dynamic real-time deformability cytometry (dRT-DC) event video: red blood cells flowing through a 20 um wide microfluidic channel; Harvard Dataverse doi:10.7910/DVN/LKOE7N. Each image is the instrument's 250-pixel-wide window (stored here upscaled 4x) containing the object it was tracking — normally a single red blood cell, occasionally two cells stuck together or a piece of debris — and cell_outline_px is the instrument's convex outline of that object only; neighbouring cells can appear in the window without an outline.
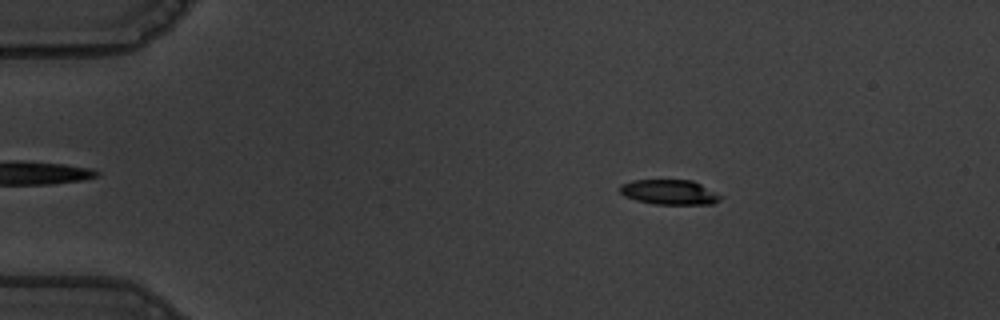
{"species": "common noctule bat (a hibernating species)", "species_latin": "Nyctalus noctula", "temperature_condition": "warm", "stored_images_in_passage": 57, "camera_frame_rate_fps": 3000, "um_per_image_px": 0.085, "animal": {"sex": "male", "body_mass_g": 19.5, "forearm_length_mm": 54.6}, "frame": {"image": 1, "passage_image": 10, "time_ms": 3.0, "image_size_px": [1000, 320], "cell_outline_px": [[724, 196], [720, 200], [712, 204], [652, 204], [636, 200], [624, 196], [620, 192], [620, 184], [632, 180], [692, 180]], "centroid_in_image_um": [56.9, 16.33], "position_along_channel_um": 28.1, "area_um2": 14.68}}
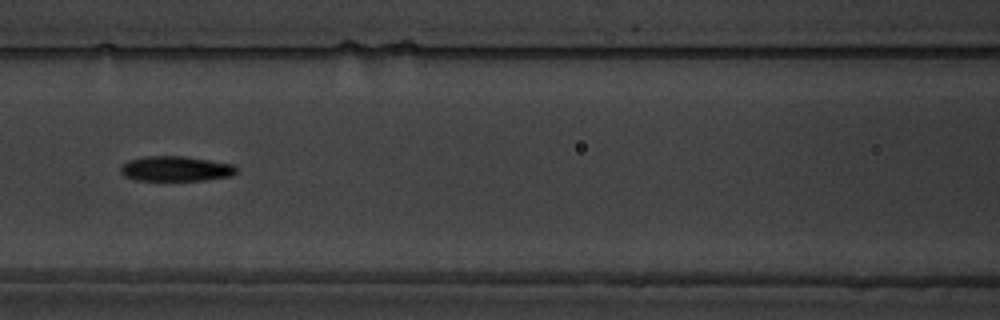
{"frame": {"image": 2, "passage_image": 26, "time_ms": 8.333, "image_size_px": [1000, 320], "cell_outline_px": [[236, 172], [232, 176], [204, 180], [136, 180], [124, 176], [120, 172], [120, 168], [128, 160], [144, 156], [184, 156], [236, 164]], "centroid_in_image_um": [14.96, 14.33], "position_along_channel_um": 151.6, "area_um2": 16.99}}
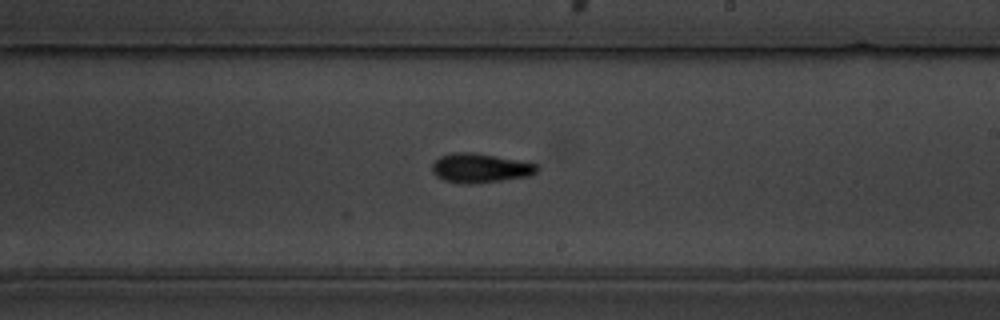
{"frame": {"image": 3, "passage_image": 34, "time_ms": 11.0, "image_size_px": [1000, 320], "cell_outline_px": [[540, 168], [536, 172], [528, 176], [500, 180], [464, 184], [444, 180], [436, 176], [432, 172], [432, 164], [440, 156], [452, 152], [472, 152], [540, 164]], "centroid_in_image_um": [40.81, 14.27], "position_along_channel_um": 248.2, "area_um2": 17.74}, "authors_computed_cell_mechanics": {"area_um2": 15.9528, "velocity_mm_per_s": 3.6321, "shape_relaxation_time_tau1_ms": 3.1392, "shape_relaxation_time_tau2_ms": 8.0877, "deformation_change_tau1": 0.1774, "deformation_change_tau2": 0.1613}}